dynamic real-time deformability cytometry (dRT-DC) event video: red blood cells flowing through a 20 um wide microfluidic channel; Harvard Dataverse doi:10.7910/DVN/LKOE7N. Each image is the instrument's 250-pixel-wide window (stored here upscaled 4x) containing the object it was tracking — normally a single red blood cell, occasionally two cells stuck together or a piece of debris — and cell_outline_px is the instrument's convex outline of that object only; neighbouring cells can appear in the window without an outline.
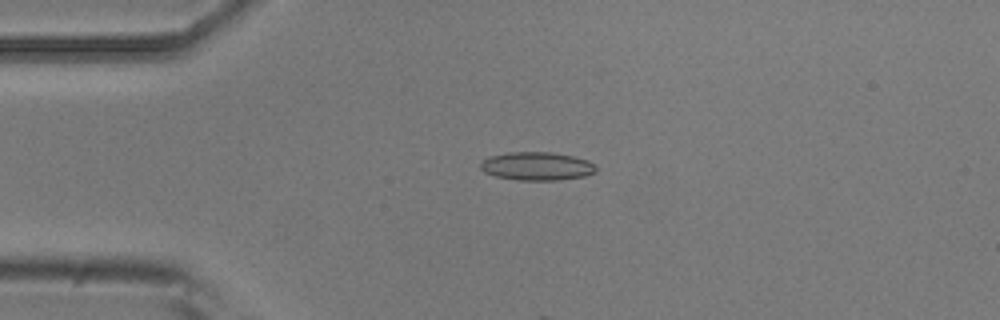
{"species": "common noctule bat (a hibernating species)", "species_latin": "Nyctalus noctula", "temperature_condition": "room temperature", "stored_images_in_passage": 3, "camera_frame_rate_fps": 3000, "um_per_image_px": 0.085, "animal": {"sex": "male", "body_mass_g": 20.5, "forearm_length_mm": 52.5}, "frame": {"image": 1, "passage_image": 2, "time_ms": 1.333, "image_size_px": [1000, 320], "cell_outline_px": [[596, 172], [584, 176], [560, 180], [520, 180], [496, 176], [484, 172], [480, 168], [480, 164], [484, 160], [492, 156], [508, 152], [552, 152], [572, 156], [588, 160], [596, 168]], "centroid_in_image_um": [45.64, 14.12], "position_along_channel_um": 39.4, "area_um2": 18.9}}